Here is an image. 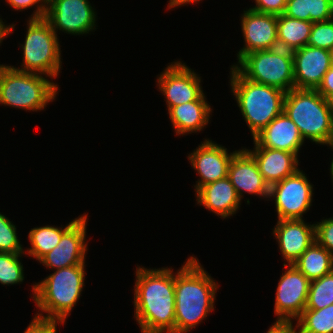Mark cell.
Here are the masks:
<instances>
[{
  "instance_id": "obj_7",
  "label": "cell",
  "mask_w": 333,
  "mask_h": 333,
  "mask_svg": "<svg viewBox=\"0 0 333 333\" xmlns=\"http://www.w3.org/2000/svg\"><path fill=\"white\" fill-rule=\"evenodd\" d=\"M27 33L23 49V64L13 69L43 74L50 78H56L62 65L61 48L58 35L44 19H30L27 21Z\"/></svg>"
},
{
  "instance_id": "obj_32",
  "label": "cell",
  "mask_w": 333,
  "mask_h": 333,
  "mask_svg": "<svg viewBox=\"0 0 333 333\" xmlns=\"http://www.w3.org/2000/svg\"><path fill=\"white\" fill-rule=\"evenodd\" d=\"M316 242L333 254V217L315 223Z\"/></svg>"
},
{
  "instance_id": "obj_18",
  "label": "cell",
  "mask_w": 333,
  "mask_h": 333,
  "mask_svg": "<svg viewBox=\"0 0 333 333\" xmlns=\"http://www.w3.org/2000/svg\"><path fill=\"white\" fill-rule=\"evenodd\" d=\"M228 178L239 198L243 193L268 198L269 185L264 181L254 157L243 148L236 150L228 169Z\"/></svg>"
},
{
  "instance_id": "obj_33",
  "label": "cell",
  "mask_w": 333,
  "mask_h": 333,
  "mask_svg": "<svg viewBox=\"0 0 333 333\" xmlns=\"http://www.w3.org/2000/svg\"><path fill=\"white\" fill-rule=\"evenodd\" d=\"M8 2L9 6L15 10H27L32 6H37V9L34 10V14L30 16V19H41L44 18L46 7H47V0H5ZM38 4V5H36Z\"/></svg>"
},
{
  "instance_id": "obj_12",
  "label": "cell",
  "mask_w": 333,
  "mask_h": 333,
  "mask_svg": "<svg viewBox=\"0 0 333 333\" xmlns=\"http://www.w3.org/2000/svg\"><path fill=\"white\" fill-rule=\"evenodd\" d=\"M200 83L201 77L181 61L169 64L157 78L168 111L174 106L196 101L204 93Z\"/></svg>"
},
{
  "instance_id": "obj_35",
  "label": "cell",
  "mask_w": 333,
  "mask_h": 333,
  "mask_svg": "<svg viewBox=\"0 0 333 333\" xmlns=\"http://www.w3.org/2000/svg\"><path fill=\"white\" fill-rule=\"evenodd\" d=\"M58 323L62 322L34 316L24 333H57Z\"/></svg>"
},
{
  "instance_id": "obj_20",
  "label": "cell",
  "mask_w": 333,
  "mask_h": 333,
  "mask_svg": "<svg viewBox=\"0 0 333 333\" xmlns=\"http://www.w3.org/2000/svg\"><path fill=\"white\" fill-rule=\"evenodd\" d=\"M253 149L246 150L254 157L264 181L269 186L282 181L299 169V160L295 153L264 147Z\"/></svg>"
},
{
  "instance_id": "obj_11",
  "label": "cell",
  "mask_w": 333,
  "mask_h": 333,
  "mask_svg": "<svg viewBox=\"0 0 333 333\" xmlns=\"http://www.w3.org/2000/svg\"><path fill=\"white\" fill-rule=\"evenodd\" d=\"M287 270L280 276L276 289L274 313L276 321L297 320L306 308L310 280L293 264H285Z\"/></svg>"
},
{
  "instance_id": "obj_34",
  "label": "cell",
  "mask_w": 333,
  "mask_h": 333,
  "mask_svg": "<svg viewBox=\"0 0 333 333\" xmlns=\"http://www.w3.org/2000/svg\"><path fill=\"white\" fill-rule=\"evenodd\" d=\"M255 6L249 8L253 11L266 14L282 15L286 9L287 0H254Z\"/></svg>"
},
{
  "instance_id": "obj_25",
  "label": "cell",
  "mask_w": 333,
  "mask_h": 333,
  "mask_svg": "<svg viewBox=\"0 0 333 333\" xmlns=\"http://www.w3.org/2000/svg\"><path fill=\"white\" fill-rule=\"evenodd\" d=\"M73 219L69 222L64 228L55 227V226H42L31 228L28 234L30 241V248L27 249L25 255L32 256L33 259L38 261L52 249H54L61 240L62 235L80 218Z\"/></svg>"
},
{
  "instance_id": "obj_15",
  "label": "cell",
  "mask_w": 333,
  "mask_h": 333,
  "mask_svg": "<svg viewBox=\"0 0 333 333\" xmlns=\"http://www.w3.org/2000/svg\"><path fill=\"white\" fill-rule=\"evenodd\" d=\"M235 152L236 150L229 154L224 146L205 139L188 154L189 162L200 176L194 186L195 192L203 185L228 177L229 165Z\"/></svg>"
},
{
  "instance_id": "obj_30",
  "label": "cell",
  "mask_w": 333,
  "mask_h": 333,
  "mask_svg": "<svg viewBox=\"0 0 333 333\" xmlns=\"http://www.w3.org/2000/svg\"><path fill=\"white\" fill-rule=\"evenodd\" d=\"M306 46L333 49V18L327 21L314 22Z\"/></svg>"
},
{
  "instance_id": "obj_42",
  "label": "cell",
  "mask_w": 333,
  "mask_h": 333,
  "mask_svg": "<svg viewBox=\"0 0 333 333\" xmlns=\"http://www.w3.org/2000/svg\"><path fill=\"white\" fill-rule=\"evenodd\" d=\"M328 101H329L330 109H331L332 114H333V96H331V97L328 99Z\"/></svg>"
},
{
  "instance_id": "obj_29",
  "label": "cell",
  "mask_w": 333,
  "mask_h": 333,
  "mask_svg": "<svg viewBox=\"0 0 333 333\" xmlns=\"http://www.w3.org/2000/svg\"><path fill=\"white\" fill-rule=\"evenodd\" d=\"M16 225L0 212V252L26 253L17 236Z\"/></svg>"
},
{
  "instance_id": "obj_5",
  "label": "cell",
  "mask_w": 333,
  "mask_h": 333,
  "mask_svg": "<svg viewBox=\"0 0 333 333\" xmlns=\"http://www.w3.org/2000/svg\"><path fill=\"white\" fill-rule=\"evenodd\" d=\"M283 112L296 124L301 137L325 145L333 132L329 101L316 89L293 88L286 92Z\"/></svg>"
},
{
  "instance_id": "obj_17",
  "label": "cell",
  "mask_w": 333,
  "mask_h": 333,
  "mask_svg": "<svg viewBox=\"0 0 333 333\" xmlns=\"http://www.w3.org/2000/svg\"><path fill=\"white\" fill-rule=\"evenodd\" d=\"M287 264H293L315 241V224L303 219L277 220L272 231Z\"/></svg>"
},
{
  "instance_id": "obj_13",
  "label": "cell",
  "mask_w": 333,
  "mask_h": 333,
  "mask_svg": "<svg viewBox=\"0 0 333 333\" xmlns=\"http://www.w3.org/2000/svg\"><path fill=\"white\" fill-rule=\"evenodd\" d=\"M87 217L88 214L81 215L62 235L59 244L39 260L43 266L57 270L85 263Z\"/></svg>"
},
{
  "instance_id": "obj_6",
  "label": "cell",
  "mask_w": 333,
  "mask_h": 333,
  "mask_svg": "<svg viewBox=\"0 0 333 333\" xmlns=\"http://www.w3.org/2000/svg\"><path fill=\"white\" fill-rule=\"evenodd\" d=\"M47 77L0 64V104L29 111L45 109L55 100L59 89L58 85Z\"/></svg>"
},
{
  "instance_id": "obj_37",
  "label": "cell",
  "mask_w": 333,
  "mask_h": 333,
  "mask_svg": "<svg viewBox=\"0 0 333 333\" xmlns=\"http://www.w3.org/2000/svg\"><path fill=\"white\" fill-rule=\"evenodd\" d=\"M316 90L327 100L333 96V64L323 76L322 82Z\"/></svg>"
},
{
  "instance_id": "obj_28",
  "label": "cell",
  "mask_w": 333,
  "mask_h": 333,
  "mask_svg": "<svg viewBox=\"0 0 333 333\" xmlns=\"http://www.w3.org/2000/svg\"><path fill=\"white\" fill-rule=\"evenodd\" d=\"M25 253L0 252V283L2 285H14L23 282L24 268L19 257Z\"/></svg>"
},
{
  "instance_id": "obj_22",
  "label": "cell",
  "mask_w": 333,
  "mask_h": 333,
  "mask_svg": "<svg viewBox=\"0 0 333 333\" xmlns=\"http://www.w3.org/2000/svg\"><path fill=\"white\" fill-rule=\"evenodd\" d=\"M206 99L203 93L196 101L174 106L168 111L176 135L200 132L206 127L212 112Z\"/></svg>"
},
{
  "instance_id": "obj_40",
  "label": "cell",
  "mask_w": 333,
  "mask_h": 333,
  "mask_svg": "<svg viewBox=\"0 0 333 333\" xmlns=\"http://www.w3.org/2000/svg\"><path fill=\"white\" fill-rule=\"evenodd\" d=\"M199 1H202V0H169V6H168V9L170 8H175L177 6H181V5H186L188 3H195V2H199Z\"/></svg>"
},
{
  "instance_id": "obj_14",
  "label": "cell",
  "mask_w": 333,
  "mask_h": 333,
  "mask_svg": "<svg viewBox=\"0 0 333 333\" xmlns=\"http://www.w3.org/2000/svg\"><path fill=\"white\" fill-rule=\"evenodd\" d=\"M277 16L246 9L241 16V31L245 45L237 53L239 61L244 55L258 50L278 48Z\"/></svg>"
},
{
  "instance_id": "obj_43",
  "label": "cell",
  "mask_w": 333,
  "mask_h": 333,
  "mask_svg": "<svg viewBox=\"0 0 333 333\" xmlns=\"http://www.w3.org/2000/svg\"><path fill=\"white\" fill-rule=\"evenodd\" d=\"M330 53H331V62L333 64V49L330 50Z\"/></svg>"
},
{
  "instance_id": "obj_21",
  "label": "cell",
  "mask_w": 333,
  "mask_h": 333,
  "mask_svg": "<svg viewBox=\"0 0 333 333\" xmlns=\"http://www.w3.org/2000/svg\"><path fill=\"white\" fill-rule=\"evenodd\" d=\"M195 194L197 204L223 219L236 214L241 205V199L228 177L201 186Z\"/></svg>"
},
{
  "instance_id": "obj_1",
  "label": "cell",
  "mask_w": 333,
  "mask_h": 333,
  "mask_svg": "<svg viewBox=\"0 0 333 333\" xmlns=\"http://www.w3.org/2000/svg\"><path fill=\"white\" fill-rule=\"evenodd\" d=\"M135 320L142 333H175V274L172 268H136Z\"/></svg>"
},
{
  "instance_id": "obj_39",
  "label": "cell",
  "mask_w": 333,
  "mask_h": 333,
  "mask_svg": "<svg viewBox=\"0 0 333 333\" xmlns=\"http://www.w3.org/2000/svg\"><path fill=\"white\" fill-rule=\"evenodd\" d=\"M4 23L5 22L0 18V43L3 42L4 38L7 37L15 27L14 24L6 25Z\"/></svg>"
},
{
  "instance_id": "obj_31",
  "label": "cell",
  "mask_w": 333,
  "mask_h": 333,
  "mask_svg": "<svg viewBox=\"0 0 333 333\" xmlns=\"http://www.w3.org/2000/svg\"><path fill=\"white\" fill-rule=\"evenodd\" d=\"M306 6L313 23L333 18V0H306Z\"/></svg>"
},
{
  "instance_id": "obj_10",
  "label": "cell",
  "mask_w": 333,
  "mask_h": 333,
  "mask_svg": "<svg viewBox=\"0 0 333 333\" xmlns=\"http://www.w3.org/2000/svg\"><path fill=\"white\" fill-rule=\"evenodd\" d=\"M96 15L89 0H48L44 19L56 34L83 35L96 29Z\"/></svg>"
},
{
  "instance_id": "obj_26",
  "label": "cell",
  "mask_w": 333,
  "mask_h": 333,
  "mask_svg": "<svg viewBox=\"0 0 333 333\" xmlns=\"http://www.w3.org/2000/svg\"><path fill=\"white\" fill-rule=\"evenodd\" d=\"M296 321L298 333H333V304L322 309H305Z\"/></svg>"
},
{
  "instance_id": "obj_2",
  "label": "cell",
  "mask_w": 333,
  "mask_h": 333,
  "mask_svg": "<svg viewBox=\"0 0 333 333\" xmlns=\"http://www.w3.org/2000/svg\"><path fill=\"white\" fill-rule=\"evenodd\" d=\"M175 272V333H186L214 310L218 283L190 256Z\"/></svg>"
},
{
  "instance_id": "obj_27",
  "label": "cell",
  "mask_w": 333,
  "mask_h": 333,
  "mask_svg": "<svg viewBox=\"0 0 333 333\" xmlns=\"http://www.w3.org/2000/svg\"><path fill=\"white\" fill-rule=\"evenodd\" d=\"M333 304V271L310 281L305 309H322Z\"/></svg>"
},
{
  "instance_id": "obj_3",
  "label": "cell",
  "mask_w": 333,
  "mask_h": 333,
  "mask_svg": "<svg viewBox=\"0 0 333 333\" xmlns=\"http://www.w3.org/2000/svg\"><path fill=\"white\" fill-rule=\"evenodd\" d=\"M85 274V263H82L57 269L41 282L35 283L32 286L33 300L41 311L35 316L56 320L64 325L83 291Z\"/></svg>"
},
{
  "instance_id": "obj_36",
  "label": "cell",
  "mask_w": 333,
  "mask_h": 333,
  "mask_svg": "<svg viewBox=\"0 0 333 333\" xmlns=\"http://www.w3.org/2000/svg\"><path fill=\"white\" fill-rule=\"evenodd\" d=\"M284 15L294 19L310 21V14H307L306 0H287Z\"/></svg>"
},
{
  "instance_id": "obj_24",
  "label": "cell",
  "mask_w": 333,
  "mask_h": 333,
  "mask_svg": "<svg viewBox=\"0 0 333 333\" xmlns=\"http://www.w3.org/2000/svg\"><path fill=\"white\" fill-rule=\"evenodd\" d=\"M293 265L313 281L333 271V254L315 241Z\"/></svg>"
},
{
  "instance_id": "obj_9",
  "label": "cell",
  "mask_w": 333,
  "mask_h": 333,
  "mask_svg": "<svg viewBox=\"0 0 333 333\" xmlns=\"http://www.w3.org/2000/svg\"><path fill=\"white\" fill-rule=\"evenodd\" d=\"M312 196L313 185L300 169L269 186L268 198L275 201L278 220L303 219L312 206Z\"/></svg>"
},
{
  "instance_id": "obj_19",
  "label": "cell",
  "mask_w": 333,
  "mask_h": 333,
  "mask_svg": "<svg viewBox=\"0 0 333 333\" xmlns=\"http://www.w3.org/2000/svg\"><path fill=\"white\" fill-rule=\"evenodd\" d=\"M254 147L285 150L298 156L304 139L296 124L282 112L253 137Z\"/></svg>"
},
{
  "instance_id": "obj_8",
  "label": "cell",
  "mask_w": 333,
  "mask_h": 333,
  "mask_svg": "<svg viewBox=\"0 0 333 333\" xmlns=\"http://www.w3.org/2000/svg\"><path fill=\"white\" fill-rule=\"evenodd\" d=\"M237 63L233 67L248 80L285 92L295 88L292 51L281 48L253 51Z\"/></svg>"
},
{
  "instance_id": "obj_4",
  "label": "cell",
  "mask_w": 333,
  "mask_h": 333,
  "mask_svg": "<svg viewBox=\"0 0 333 333\" xmlns=\"http://www.w3.org/2000/svg\"><path fill=\"white\" fill-rule=\"evenodd\" d=\"M231 91L252 137L283 112L286 92L244 78L233 66L230 68Z\"/></svg>"
},
{
  "instance_id": "obj_38",
  "label": "cell",
  "mask_w": 333,
  "mask_h": 333,
  "mask_svg": "<svg viewBox=\"0 0 333 333\" xmlns=\"http://www.w3.org/2000/svg\"><path fill=\"white\" fill-rule=\"evenodd\" d=\"M295 327L293 321H276L270 326L267 333H298L297 326Z\"/></svg>"
},
{
  "instance_id": "obj_23",
  "label": "cell",
  "mask_w": 333,
  "mask_h": 333,
  "mask_svg": "<svg viewBox=\"0 0 333 333\" xmlns=\"http://www.w3.org/2000/svg\"><path fill=\"white\" fill-rule=\"evenodd\" d=\"M313 22L277 16L278 48L295 51L306 46Z\"/></svg>"
},
{
  "instance_id": "obj_16",
  "label": "cell",
  "mask_w": 333,
  "mask_h": 333,
  "mask_svg": "<svg viewBox=\"0 0 333 333\" xmlns=\"http://www.w3.org/2000/svg\"><path fill=\"white\" fill-rule=\"evenodd\" d=\"M294 82L298 89H317L332 65L329 50L304 46L292 52Z\"/></svg>"
},
{
  "instance_id": "obj_41",
  "label": "cell",
  "mask_w": 333,
  "mask_h": 333,
  "mask_svg": "<svg viewBox=\"0 0 333 333\" xmlns=\"http://www.w3.org/2000/svg\"><path fill=\"white\" fill-rule=\"evenodd\" d=\"M325 145L330 146L331 149H333V132L331 133L330 138ZM330 174H331V180L333 182V158L330 165Z\"/></svg>"
}]
</instances>
